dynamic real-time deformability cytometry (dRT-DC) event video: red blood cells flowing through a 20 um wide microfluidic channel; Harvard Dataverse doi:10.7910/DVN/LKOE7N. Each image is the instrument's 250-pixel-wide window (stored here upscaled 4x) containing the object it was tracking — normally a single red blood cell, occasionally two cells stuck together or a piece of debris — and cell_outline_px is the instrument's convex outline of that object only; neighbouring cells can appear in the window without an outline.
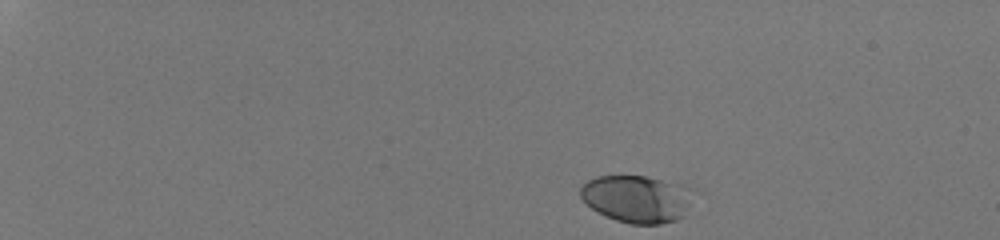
{"species": "human", "species_latin": "Homo sapiens", "temperature_condition": "room temperature", "stored_images_in_passage": 38, "camera_frame_rate_fps": 3000, "um_per_image_px": 0.085, "donor": {"sex": "male"}, "frame": {"image": 1, "passage_image": 1, "time_ms": 0.0, "image_size_px": [1000, 240], "cell_outline_px": [[700, 192], [684, 216], [676, 220], [660, 224], [632, 224], [616, 220], [592, 208], [580, 196], [580, 188], [588, 180], [596, 176], [648, 176], [684, 184], [696, 188]], "centroid_in_image_um": [54.3, 16.88], "position_along_channel_um": 30.7, "area_um2": 31.96}}
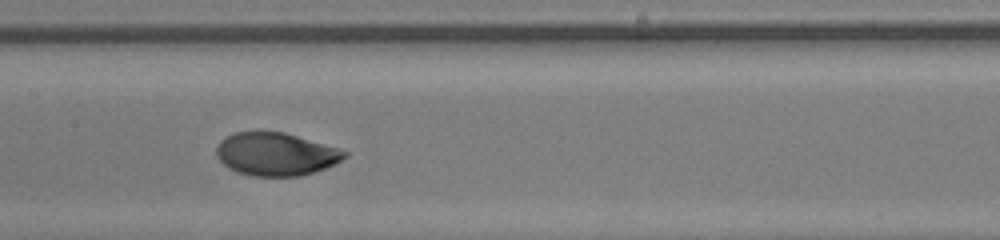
{"frame": {"image": 2, "passage_image": 22, "time_ms": 7.0, "image_size_px": [1000, 240], "cell_outline_px": [[348, 156], [324, 168], [300, 176], [248, 176], [236, 172], [228, 168], [216, 156], [216, 148], [220, 140], [236, 132], [284, 132], [336, 148], [348, 152]], "centroid_in_image_um": [23.39, 13.11], "position_along_channel_um": 184.0, "area_um2": 31.73}}
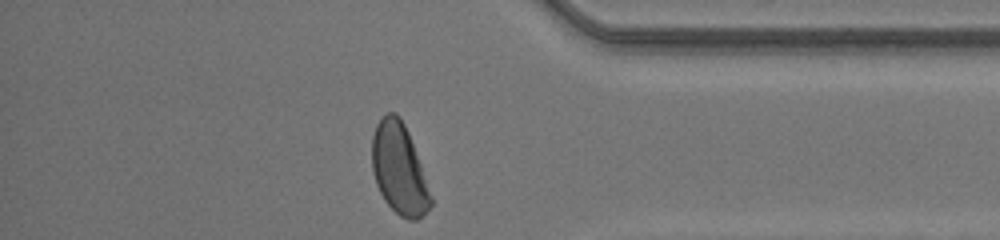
{"frame": {"image": 3, "passage_image": 38, "time_ms": 12.333, "image_size_px": [1000, 240], "cell_outline_px": [[432, 204], [416, 220], [408, 220], [400, 216], [384, 200], [376, 184], [372, 172], [372, 136], [376, 124], [388, 112], [396, 112], [400, 116], [408, 132], [432, 196]], "centroid_in_image_um": [33.9, 14.35], "position_along_channel_um": 401.3, "area_um2": 30.75}, "authors_computed_cell_mechanics": {"area_um2": 31.8478, "velocity_mm_per_s": 4.221, "shape_relaxation_time_tau1_ms": 2.7913, "shape_relaxation_time_tau2_ms": null, "deformation_change_tau1": 0.151, "deformation_change_tau2": null}}